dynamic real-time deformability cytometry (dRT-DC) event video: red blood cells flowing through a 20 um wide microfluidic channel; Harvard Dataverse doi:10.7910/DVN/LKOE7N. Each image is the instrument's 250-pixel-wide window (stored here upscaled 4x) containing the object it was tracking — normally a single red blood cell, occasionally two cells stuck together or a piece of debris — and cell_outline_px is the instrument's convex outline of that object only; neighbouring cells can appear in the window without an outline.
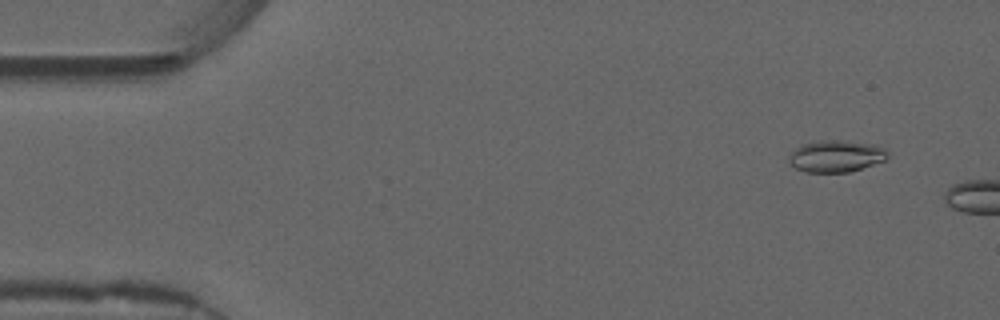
{"species": "common noctule bat (a hibernating species)", "species_latin": "Nyctalus noctula", "temperature_condition": "warm", "stored_images_in_passage": 7, "camera_frame_rate_fps": 3000, "um_per_image_px": 0.085, "animal": {"sex": "male", "forearm_length_mm": 52.5}, "frame": {"image": 1, "passage_image": 4, "time_ms": 1.0, "image_size_px": [1000, 320], "cell_outline_px": [[888, 156], [884, 160], [848, 172], [804, 172], [796, 168], [788, 160], [788, 156], [800, 144], [820, 140], [840, 140], [876, 144], [884, 148], [888, 152]], "centroid_in_image_um": [71.04, 13.26], "position_along_channel_um": 14.0, "area_um2": 18.26}}